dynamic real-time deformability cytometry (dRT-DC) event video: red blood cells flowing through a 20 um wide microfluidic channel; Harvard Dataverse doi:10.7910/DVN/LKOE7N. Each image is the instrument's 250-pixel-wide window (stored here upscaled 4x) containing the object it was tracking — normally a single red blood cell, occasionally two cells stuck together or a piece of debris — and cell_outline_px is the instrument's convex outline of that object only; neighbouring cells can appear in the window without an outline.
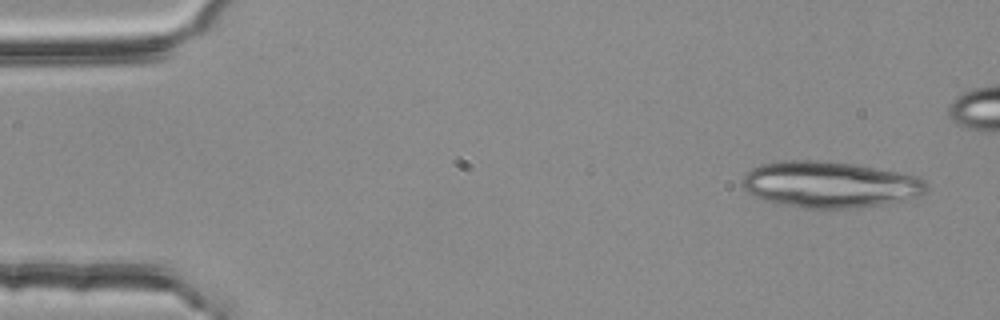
{"species": "common noctule bat (a hibernating species)", "species_latin": "Nyctalus noctula", "temperature_condition": "room temperature", "stored_images_in_passage": 5, "camera_frame_rate_fps": 3000, "um_per_image_px": 0.085, "animal": {"sex": "female", "body_mass_g": 25.1}, "frame": {"image": 1, "passage_image": 1, "time_ms": 0.0, "image_size_px": [1000, 320], "cell_outline_px": [[928, 184], [924, 192], [920, 196], [908, 200], [884, 204], [852, 208], [804, 208], [760, 200], [748, 192], [740, 184], [744, 176], [752, 168], [760, 164], [780, 160], [816, 160], [852, 164], [920, 176]], "centroid_in_image_um": [70.52, 15.69], "position_along_channel_um": 14.5, "area_um2": 49.88}}